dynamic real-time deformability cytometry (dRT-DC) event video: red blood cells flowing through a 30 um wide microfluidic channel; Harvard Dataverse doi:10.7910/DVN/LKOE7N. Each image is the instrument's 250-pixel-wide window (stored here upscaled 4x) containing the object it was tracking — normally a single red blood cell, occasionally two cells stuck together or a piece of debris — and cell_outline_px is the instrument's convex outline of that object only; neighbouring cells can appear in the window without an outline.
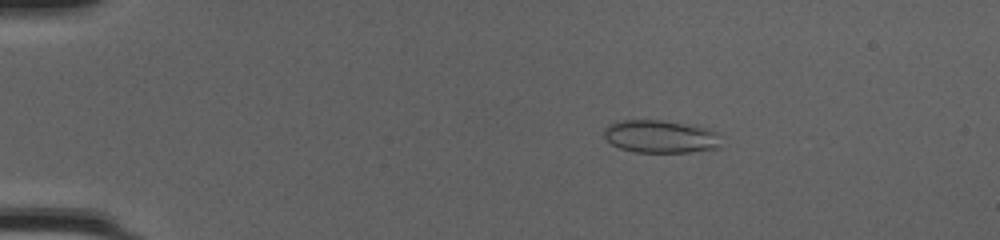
{"species": "common noctule bat (a hibernating species)", "species_latin": "Nyctalus noctula", "temperature_condition": "cold", "stored_images_in_passage": 50, "camera_frame_rate_fps": 3000, "um_per_image_px": 0.085, "animal": {"sex": "female", "body_mass_g": 20.0, "forearm_length_mm": 54.0}, "frame": {"image": 1, "passage_image": 10, "time_ms": 3.0, "image_size_px": [1000, 240], "cell_outline_px": [[720, 148], [688, 152], [636, 152], [620, 148], [612, 144], [604, 136], [604, 128], [608, 124], [624, 120], [660, 120], [696, 124], [708, 128], [716, 132]], "centroid_in_image_um": [56.15, 11.59], "position_along_channel_um": 28.9, "area_um2": 22.48}}
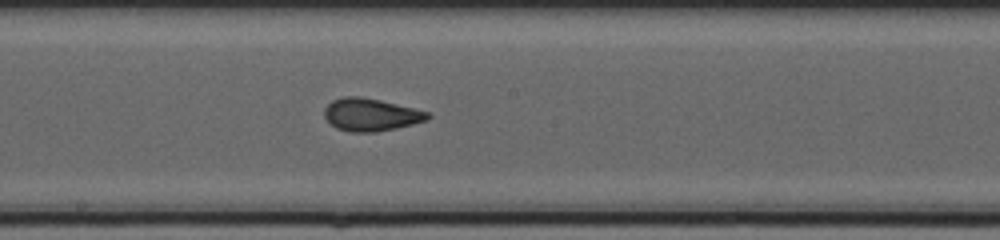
{"frame": {"image": 2, "passage_image": 29, "time_ms": 9.333, "image_size_px": [1000, 240], "cell_outline_px": [[432, 116], [428, 120], [396, 128], [376, 132], [352, 132], [336, 128], [324, 116], [324, 108], [332, 100], [344, 96], [360, 96], [380, 100], [432, 112]], "centroid_in_image_um": [31.56, 9.74], "position_along_channel_um": 216.6, "area_um2": 19.77}}
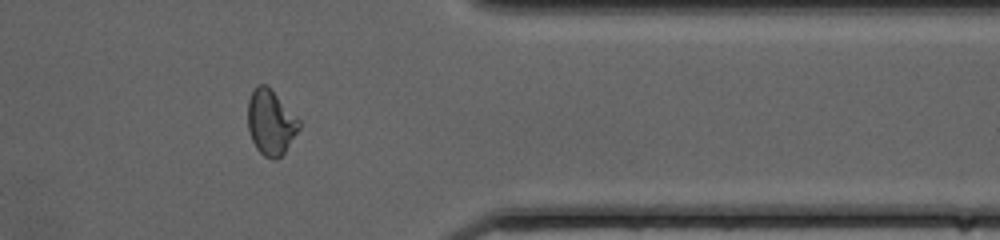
{"frame": {"image": 3, "passage_image": 42, "time_ms": 13.667, "image_size_px": [1000, 240], "cell_outline_px": [[300, 128], [284, 152], [276, 160], [272, 160], [264, 156], [256, 148], [252, 140], [248, 128], [248, 100], [252, 92], [260, 84], [264, 84], [300, 120]], "centroid_in_image_um": [23.0, 10.45], "position_along_channel_um": 388.4, "area_um2": 18.96}, "authors_computed_cell_mechanics": {"area_um2": 20.1144, "velocity_mm_per_s": 4.2132, "shape_relaxation_time_tau1_ms": 9.0978, "shape_relaxation_time_tau2_ms": 1.1942, "deformation_change_tau1": 0.1784, "deformation_change_tau2": 0.0608}}